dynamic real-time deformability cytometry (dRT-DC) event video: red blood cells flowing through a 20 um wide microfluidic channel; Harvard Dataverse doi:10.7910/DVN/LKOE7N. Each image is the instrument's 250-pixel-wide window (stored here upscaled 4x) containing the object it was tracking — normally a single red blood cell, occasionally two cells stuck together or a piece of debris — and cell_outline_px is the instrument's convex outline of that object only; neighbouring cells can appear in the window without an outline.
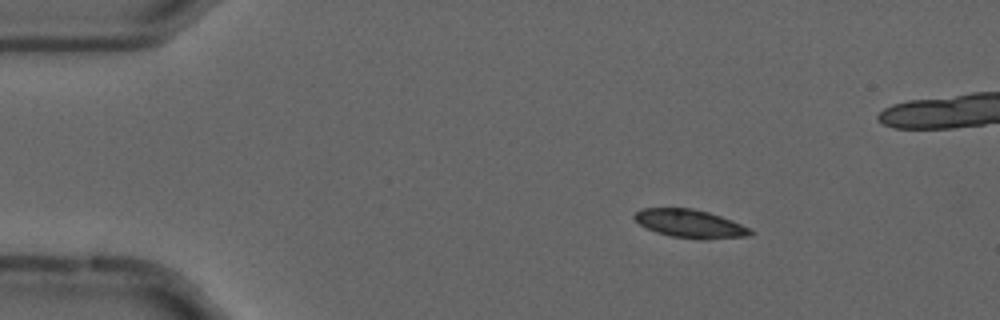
{"species": "common noctule bat (a hibernating species)", "species_latin": "Nyctalus noctula", "temperature_condition": "cold", "stored_images_in_passage": 21, "camera_frame_rate_fps": 3000, "um_per_image_px": 0.085, "animal": {"sex": "male", "forearm_length_mm": 52.5}, "frame": {"image": 1, "passage_image": 9, "time_ms": 2.667, "image_size_px": [1000, 320], "cell_outline_px": [[756, 232], [752, 236], [704, 240], [700, 240], [672, 236], [656, 232], [640, 224], [632, 216], [640, 208], [692, 208], [708, 212], [732, 220], [752, 228]], "centroid_in_image_um": [58.73, 19.02], "position_along_channel_um": 26.3, "area_um2": 19.36}}
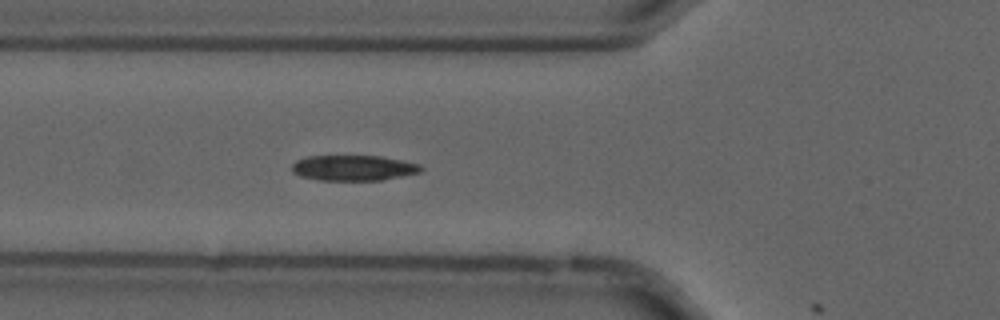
{"frame": {"image": 2, "passage_image": 20, "time_ms": 6.333, "image_size_px": [1000, 320], "cell_outline_px": [[424, 168], [420, 172], [380, 180], [320, 180], [300, 176], [292, 172], [292, 164], [296, 160], [308, 156], [380, 156], [420, 164]], "centroid_in_image_um": [30.02, 14.27], "position_along_channel_um": 95.8, "area_um2": 19.02}}